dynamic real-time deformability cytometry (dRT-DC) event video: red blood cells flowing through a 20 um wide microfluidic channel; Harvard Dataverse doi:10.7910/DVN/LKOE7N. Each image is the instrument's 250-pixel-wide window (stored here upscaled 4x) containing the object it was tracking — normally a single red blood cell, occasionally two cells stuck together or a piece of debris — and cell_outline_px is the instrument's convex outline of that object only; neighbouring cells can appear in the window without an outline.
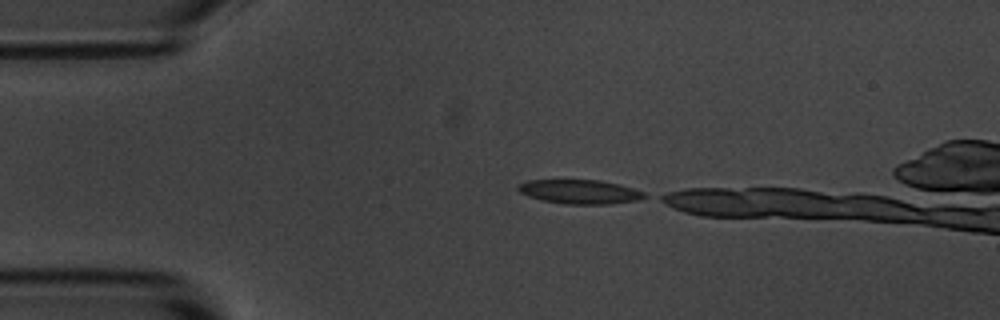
{"species": "common noctule bat (a hibernating species)", "species_latin": "Nyctalus noctula", "temperature_condition": "room temperature", "stored_images_in_passage": 9, "camera_frame_rate_fps": 3000, "um_per_image_px": 0.085, "animal": {"sex": "male", "body_mass_g": 20.1, "forearm_length_mm": 53.5}, "frame": {"image": 1, "passage_image": 1, "time_ms": 0.0, "image_size_px": [1000, 320], "cell_outline_px": [[652, 196], [640, 200], [612, 204], [564, 204], [540, 200], [528, 196], [520, 192], [516, 188], [520, 184], [528, 180], [600, 180], [620, 184], [644, 192]], "centroid_in_image_um": [49.35, 16.31], "position_along_channel_um": 35.7, "area_um2": 18.03}}
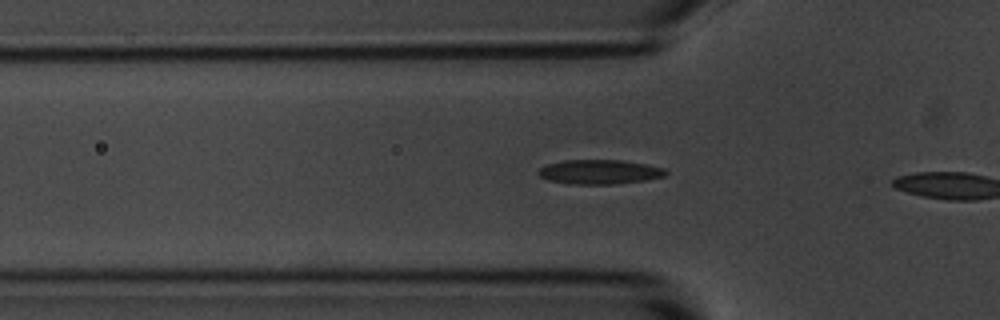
{"frame": {"image": 2, "passage_image": 7, "time_ms": 2.0, "image_size_px": [1000, 320], "cell_outline_px": [[668, 172], [664, 176], [644, 180], [616, 184], [568, 184], [548, 180], [540, 176], [536, 172], [540, 168], [548, 164], [564, 160], [624, 160], [648, 164], [664, 168]], "centroid_in_image_um": [50.96, 14.61], "position_along_channel_um": 74.8, "area_um2": 18.21}}